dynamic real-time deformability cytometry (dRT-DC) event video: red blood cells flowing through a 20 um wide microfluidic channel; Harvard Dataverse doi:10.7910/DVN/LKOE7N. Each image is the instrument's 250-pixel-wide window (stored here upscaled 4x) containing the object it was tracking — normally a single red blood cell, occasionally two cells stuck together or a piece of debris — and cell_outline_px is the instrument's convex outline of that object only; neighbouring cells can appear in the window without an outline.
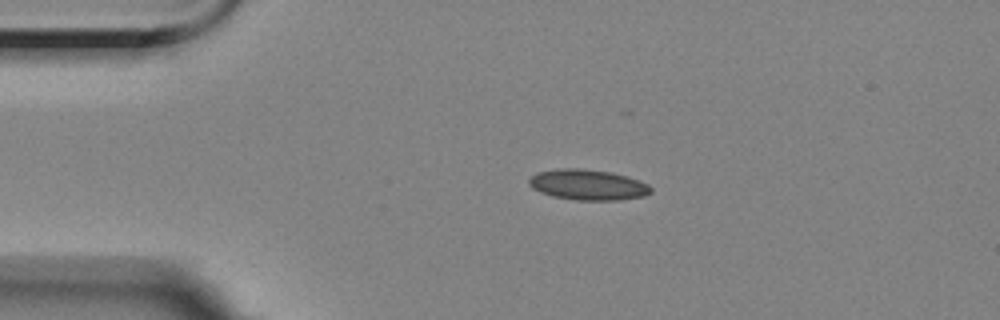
{"species": "Egyptian fruit bat (a non-hibernating species)", "species_latin": "Rousettus aegyptiacus", "temperature_condition": "room temperature", "stored_images_in_passage": 2, "camera_frame_rate_fps": 3000, "um_per_image_px": 0.085, "animal": {"sex": "female"}, "frame": {"image": 1, "passage_image": 1, "time_ms": 0.0, "image_size_px": [1000, 320], "cell_outline_px": [[652, 192], [644, 196], [620, 200], [576, 200], [552, 196], [540, 192], [532, 188], [528, 184], [528, 180], [536, 172], [556, 168], [580, 168], [612, 172], [628, 176], [640, 180], [648, 184], [652, 188]], "centroid_in_image_um": [49.97, 15.7], "position_along_channel_um": 35.0, "area_um2": 22.02}}